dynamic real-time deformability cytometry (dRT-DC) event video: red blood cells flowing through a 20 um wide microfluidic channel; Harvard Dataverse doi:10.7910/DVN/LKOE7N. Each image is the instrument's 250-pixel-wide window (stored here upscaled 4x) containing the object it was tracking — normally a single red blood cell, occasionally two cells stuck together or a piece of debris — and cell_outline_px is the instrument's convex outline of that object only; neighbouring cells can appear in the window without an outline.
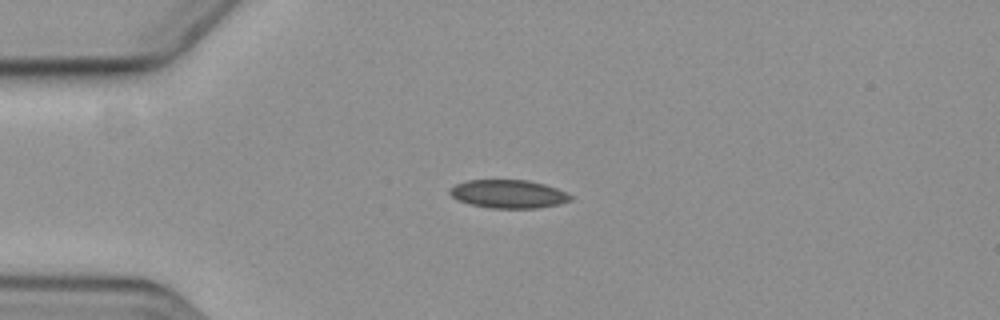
{"species": "common noctule bat (a hibernating species)", "species_latin": "Nyctalus noctula", "temperature_condition": "cold", "stored_images_in_passage": 5, "camera_frame_rate_fps": 3000, "um_per_image_px": 0.085, "animal": {"sex": "female", "body_mass_g": 19.3, "forearm_length_mm": 54.1}, "frame": {"image": 1, "passage_image": 4, "time_ms": 3.667, "image_size_px": [1000, 320], "cell_outline_px": [[572, 200], [560, 204], [536, 208], [492, 208], [472, 204], [460, 200], [452, 196], [448, 192], [456, 184], [468, 180], [528, 180], [544, 184], [556, 188], [572, 196]], "centroid_in_image_um": [43.25, 16.48], "position_along_channel_um": 41.8, "area_um2": 19.65}}